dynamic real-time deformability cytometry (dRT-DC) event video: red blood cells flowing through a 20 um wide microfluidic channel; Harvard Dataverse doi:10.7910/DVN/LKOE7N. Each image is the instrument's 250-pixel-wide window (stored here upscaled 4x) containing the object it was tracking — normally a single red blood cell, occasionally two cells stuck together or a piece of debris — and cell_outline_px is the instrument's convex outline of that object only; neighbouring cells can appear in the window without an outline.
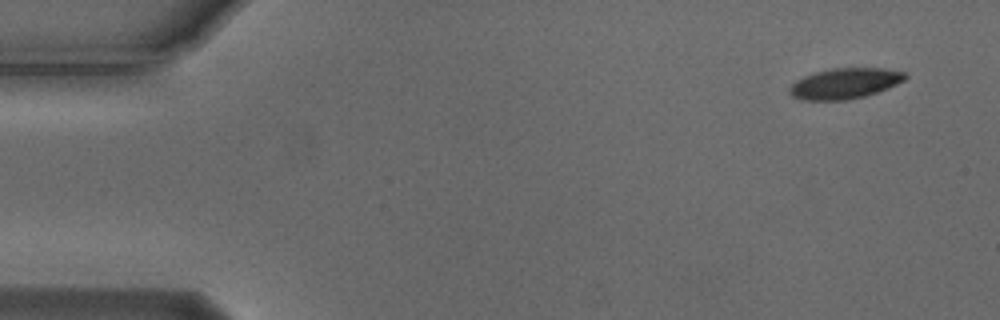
{"species": "Egyptian fruit bat (a non-hibernating species)", "species_latin": "Rousettus aegyptiacus", "temperature_condition": "cold", "stored_images_in_passage": 53, "camera_frame_rate_fps": 3000, "um_per_image_px": 0.085, "animal": {"sex": "male"}, "frame": {"image": 1, "passage_image": 1, "time_ms": 0.0, "image_size_px": [1000, 320], "cell_outline_px": [[908, 76], [904, 80], [888, 88], [864, 96], [848, 100], [800, 100], [792, 96], [788, 92], [788, 88], [796, 80], [804, 76], [816, 72], [832, 68], [884, 68], [904, 72]], "centroid_in_image_um": [71.78, 7.09], "position_along_channel_um": 13.2, "area_um2": 20.63}}
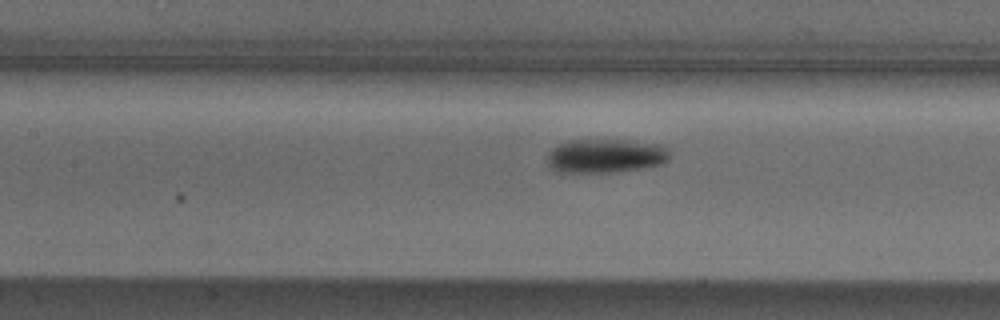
{"frame": {"image": 2, "passage_image": 22, "time_ms": 7.0, "image_size_px": [1000, 320], "cell_outline_px": [[672, 152], [668, 160], [664, 164], [644, 168], [616, 172], [560, 172], [552, 168], [548, 164], [548, 152], [556, 144], [568, 140], [624, 140], [664, 144]], "centroid_in_image_um": [51.54, 13.24], "position_along_channel_um": 155.9, "area_um2": 24.68}}
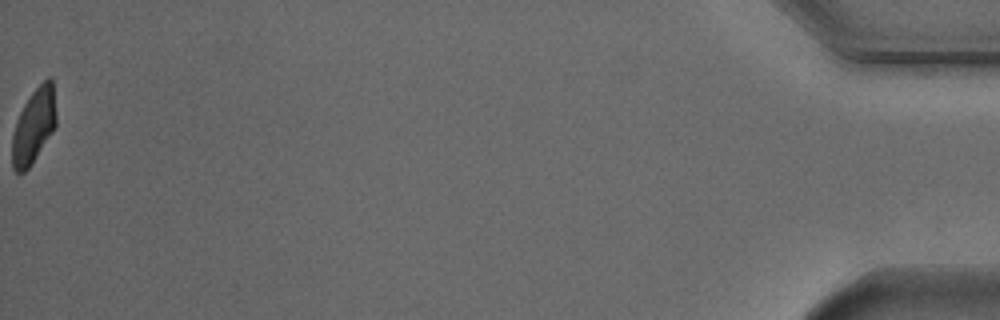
{"frame": {"image": 3, "passage_image": 53, "time_ms": 17.333, "image_size_px": [1000, 320], "cell_outline_px": [[56, 124], [28, 168], [24, 172], [16, 172], [12, 168], [12, 136], [16, 120], [24, 104], [32, 92], [48, 76], [52, 76], [56, 112]], "centroid_in_image_um": [2.86, 10.66], "position_along_channel_um": 432.3, "area_um2": 18.84}, "authors_computed_cell_mechanics": {"area_um2": 22.253, "velocity_mm_per_s": 3.7025, "shape_relaxation_time_tau1_ms": 2.7919, "shape_relaxation_time_tau2_ms": null, "deformation_change_tau1": 0.1329, "deformation_change_tau2": null}}